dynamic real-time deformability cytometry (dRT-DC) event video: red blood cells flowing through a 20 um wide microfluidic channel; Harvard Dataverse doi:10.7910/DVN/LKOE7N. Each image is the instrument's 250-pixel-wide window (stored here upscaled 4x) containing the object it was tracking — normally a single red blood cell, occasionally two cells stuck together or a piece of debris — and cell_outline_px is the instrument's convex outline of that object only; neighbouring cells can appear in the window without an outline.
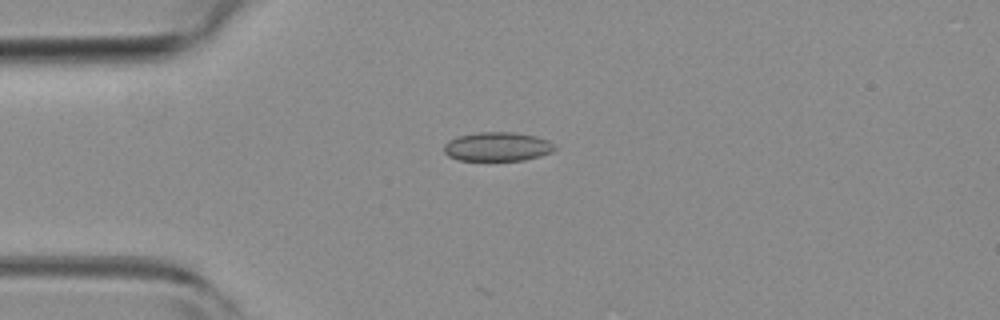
{"species": "common noctule bat (a hibernating species)", "species_latin": "Nyctalus noctula", "temperature_condition": "room temperature", "stored_images_in_passage": 12, "camera_frame_rate_fps": 3000, "um_per_image_px": 0.085, "animal": {"sex": "female", "body_mass_g": 19.3, "forearm_length_mm": 54.1}, "frame": {"image": 1, "passage_image": 1, "time_ms": 0.0, "image_size_px": [1000, 320], "cell_outline_px": [[556, 148], [552, 152], [540, 156], [524, 160], [460, 160], [448, 156], [444, 152], [444, 144], [448, 140], [460, 136], [480, 132], [512, 132], [536, 136], [548, 140]], "centroid_in_image_um": [42.28, 12.47], "position_along_channel_um": 42.7, "area_um2": 18.61}}
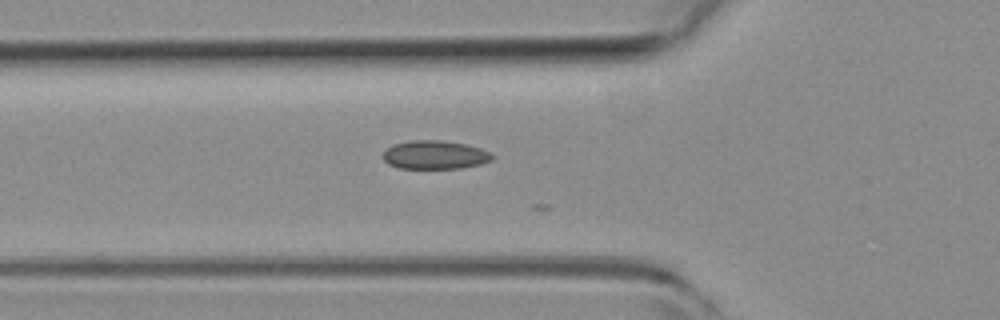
{"frame": {"image": 2, "passage_image": 6, "time_ms": 1.667, "image_size_px": [1000, 320], "cell_outline_px": [[496, 156], [492, 160], [480, 164], [460, 168], [400, 168], [388, 164], [380, 156], [392, 144], [412, 140], [440, 140], [464, 144], [480, 148], [492, 152]], "centroid_in_image_um": [36.97, 13.16], "position_along_channel_um": 88.8, "area_um2": 18.26}}
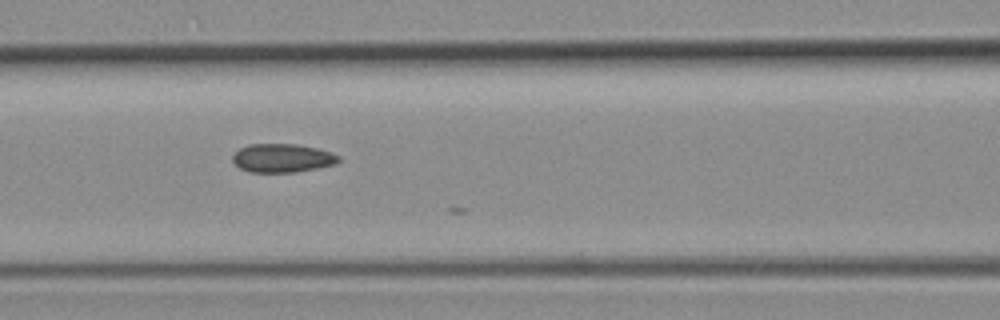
{"frame": {"image": 3, "passage_image": 10, "time_ms": 3.0, "image_size_px": [1000, 320], "cell_outline_px": [[340, 160], [336, 164], [296, 172], [248, 172], [240, 168], [232, 160], [232, 156], [240, 148], [252, 144], [296, 144], [316, 148], [332, 152], [340, 156]], "centroid_in_image_um": [24.02, 13.44], "position_along_channel_um": 142.6, "area_um2": 17.63}}